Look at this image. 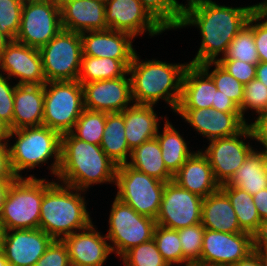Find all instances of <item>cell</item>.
Masks as SVG:
<instances>
[{"instance_id":"obj_1","label":"cell","mask_w":267,"mask_h":266,"mask_svg":"<svg viewBox=\"0 0 267 266\" xmlns=\"http://www.w3.org/2000/svg\"><path fill=\"white\" fill-rule=\"evenodd\" d=\"M183 5L181 23L178 28L196 25L201 33L202 42L195 58L190 64L202 65L216 62L219 53L225 55L229 44L247 24L249 17L258 7L221 6L211 0H187Z\"/></svg>"},{"instance_id":"obj_2","label":"cell","mask_w":267,"mask_h":266,"mask_svg":"<svg viewBox=\"0 0 267 266\" xmlns=\"http://www.w3.org/2000/svg\"><path fill=\"white\" fill-rule=\"evenodd\" d=\"M116 170L100 145L80 140L71 132L61 135L59 181L85 191L92 184L115 183Z\"/></svg>"},{"instance_id":"obj_3","label":"cell","mask_w":267,"mask_h":266,"mask_svg":"<svg viewBox=\"0 0 267 266\" xmlns=\"http://www.w3.org/2000/svg\"><path fill=\"white\" fill-rule=\"evenodd\" d=\"M135 53L128 68L134 104L155 105L159 99L176 111L181 99L182 78L188 64H170L159 60L140 61Z\"/></svg>"},{"instance_id":"obj_4","label":"cell","mask_w":267,"mask_h":266,"mask_svg":"<svg viewBox=\"0 0 267 266\" xmlns=\"http://www.w3.org/2000/svg\"><path fill=\"white\" fill-rule=\"evenodd\" d=\"M63 185L46 181L40 208L39 228L54 240H62L92 224L85 198L78 193L82 190Z\"/></svg>"},{"instance_id":"obj_5","label":"cell","mask_w":267,"mask_h":266,"mask_svg":"<svg viewBox=\"0 0 267 266\" xmlns=\"http://www.w3.org/2000/svg\"><path fill=\"white\" fill-rule=\"evenodd\" d=\"M16 136V143L9 146V156L12 171L16 177L24 169H33L40 163H46L54 157L51 172L58 174L60 165L61 135L46 126L25 127L9 130L7 139Z\"/></svg>"},{"instance_id":"obj_6","label":"cell","mask_w":267,"mask_h":266,"mask_svg":"<svg viewBox=\"0 0 267 266\" xmlns=\"http://www.w3.org/2000/svg\"><path fill=\"white\" fill-rule=\"evenodd\" d=\"M45 181L44 178L37 179L33 175L27 178L16 177L12 181L0 214V226L3 231L39 228Z\"/></svg>"},{"instance_id":"obj_7","label":"cell","mask_w":267,"mask_h":266,"mask_svg":"<svg viewBox=\"0 0 267 266\" xmlns=\"http://www.w3.org/2000/svg\"><path fill=\"white\" fill-rule=\"evenodd\" d=\"M43 126L60 135L70 133L84 110L83 86L78 80L44 84Z\"/></svg>"},{"instance_id":"obj_8","label":"cell","mask_w":267,"mask_h":266,"mask_svg":"<svg viewBox=\"0 0 267 266\" xmlns=\"http://www.w3.org/2000/svg\"><path fill=\"white\" fill-rule=\"evenodd\" d=\"M163 182L149 176L128 164L117 166L115 185L116 198L128 204L137 213L156 219L158 216L164 187Z\"/></svg>"},{"instance_id":"obj_9","label":"cell","mask_w":267,"mask_h":266,"mask_svg":"<svg viewBox=\"0 0 267 266\" xmlns=\"http://www.w3.org/2000/svg\"><path fill=\"white\" fill-rule=\"evenodd\" d=\"M39 51L47 82L78 79L83 55L80 33L62 28Z\"/></svg>"},{"instance_id":"obj_10","label":"cell","mask_w":267,"mask_h":266,"mask_svg":"<svg viewBox=\"0 0 267 266\" xmlns=\"http://www.w3.org/2000/svg\"><path fill=\"white\" fill-rule=\"evenodd\" d=\"M110 212L109 232L106 237L114 243L110 248L117 256L122 257L131 248L153 239L155 219L137 213L116 197Z\"/></svg>"},{"instance_id":"obj_11","label":"cell","mask_w":267,"mask_h":266,"mask_svg":"<svg viewBox=\"0 0 267 266\" xmlns=\"http://www.w3.org/2000/svg\"><path fill=\"white\" fill-rule=\"evenodd\" d=\"M61 30L59 0H24L17 42L40 49Z\"/></svg>"},{"instance_id":"obj_12","label":"cell","mask_w":267,"mask_h":266,"mask_svg":"<svg viewBox=\"0 0 267 266\" xmlns=\"http://www.w3.org/2000/svg\"><path fill=\"white\" fill-rule=\"evenodd\" d=\"M203 198L180 187L176 182H166L156 224L179 230L201 223Z\"/></svg>"},{"instance_id":"obj_13","label":"cell","mask_w":267,"mask_h":266,"mask_svg":"<svg viewBox=\"0 0 267 266\" xmlns=\"http://www.w3.org/2000/svg\"><path fill=\"white\" fill-rule=\"evenodd\" d=\"M253 138L254 134L250 125H246L239 133L211 140L209 146L202 153L207 157L213 169L216 181L226 184L233 174L242 166L248 155L254 150L250 144H246L240 137Z\"/></svg>"},{"instance_id":"obj_14","label":"cell","mask_w":267,"mask_h":266,"mask_svg":"<svg viewBox=\"0 0 267 266\" xmlns=\"http://www.w3.org/2000/svg\"><path fill=\"white\" fill-rule=\"evenodd\" d=\"M252 235L205 229L197 266H231L253 252Z\"/></svg>"},{"instance_id":"obj_15","label":"cell","mask_w":267,"mask_h":266,"mask_svg":"<svg viewBox=\"0 0 267 266\" xmlns=\"http://www.w3.org/2000/svg\"><path fill=\"white\" fill-rule=\"evenodd\" d=\"M105 22L108 29L125 32L133 37L147 31L150 36L165 31L147 12L140 0H107Z\"/></svg>"},{"instance_id":"obj_16","label":"cell","mask_w":267,"mask_h":266,"mask_svg":"<svg viewBox=\"0 0 267 266\" xmlns=\"http://www.w3.org/2000/svg\"><path fill=\"white\" fill-rule=\"evenodd\" d=\"M53 240L40 228L7 230L1 249L11 266H34Z\"/></svg>"},{"instance_id":"obj_17","label":"cell","mask_w":267,"mask_h":266,"mask_svg":"<svg viewBox=\"0 0 267 266\" xmlns=\"http://www.w3.org/2000/svg\"><path fill=\"white\" fill-rule=\"evenodd\" d=\"M0 69L7 73L9 79L12 76L19 78L17 84L44 85L47 82L39 49L16 40H11L2 52Z\"/></svg>"},{"instance_id":"obj_18","label":"cell","mask_w":267,"mask_h":266,"mask_svg":"<svg viewBox=\"0 0 267 266\" xmlns=\"http://www.w3.org/2000/svg\"><path fill=\"white\" fill-rule=\"evenodd\" d=\"M84 108L107 113L123 112L133 103L130 78L125 76L84 83Z\"/></svg>"},{"instance_id":"obj_19","label":"cell","mask_w":267,"mask_h":266,"mask_svg":"<svg viewBox=\"0 0 267 266\" xmlns=\"http://www.w3.org/2000/svg\"><path fill=\"white\" fill-rule=\"evenodd\" d=\"M175 112L209 141L233 136L248 125L241 113H226L214 108L176 109Z\"/></svg>"},{"instance_id":"obj_20","label":"cell","mask_w":267,"mask_h":266,"mask_svg":"<svg viewBox=\"0 0 267 266\" xmlns=\"http://www.w3.org/2000/svg\"><path fill=\"white\" fill-rule=\"evenodd\" d=\"M80 35L82 56L118 59L129 68L136 53L132 46V35L112 29L85 31Z\"/></svg>"},{"instance_id":"obj_21","label":"cell","mask_w":267,"mask_h":266,"mask_svg":"<svg viewBox=\"0 0 267 266\" xmlns=\"http://www.w3.org/2000/svg\"><path fill=\"white\" fill-rule=\"evenodd\" d=\"M68 249L70 263L80 266H102L112 253L106 236L91 224L82 232H74L62 239Z\"/></svg>"},{"instance_id":"obj_22","label":"cell","mask_w":267,"mask_h":266,"mask_svg":"<svg viewBox=\"0 0 267 266\" xmlns=\"http://www.w3.org/2000/svg\"><path fill=\"white\" fill-rule=\"evenodd\" d=\"M61 25L65 30L82 33L107 30L105 3L94 0H59Z\"/></svg>"},{"instance_id":"obj_23","label":"cell","mask_w":267,"mask_h":266,"mask_svg":"<svg viewBox=\"0 0 267 266\" xmlns=\"http://www.w3.org/2000/svg\"><path fill=\"white\" fill-rule=\"evenodd\" d=\"M217 87L200 66L188 63L182 78L181 99L177 109L212 108Z\"/></svg>"},{"instance_id":"obj_24","label":"cell","mask_w":267,"mask_h":266,"mask_svg":"<svg viewBox=\"0 0 267 266\" xmlns=\"http://www.w3.org/2000/svg\"><path fill=\"white\" fill-rule=\"evenodd\" d=\"M173 181L202 198L220 189L207 157L199 150L185 161L174 175Z\"/></svg>"},{"instance_id":"obj_25","label":"cell","mask_w":267,"mask_h":266,"mask_svg":"<svg viewBox=\"0 0 267 266\" xmlns=\"http://www.w3.org/2000/svg\"><path fill=\"white\" fill-rule=\"evenodd\" d=\"M44 85L16 84L13 122L8 130L42 126L44 116Z\"/></svg>"},{"instance_id":"obj_26","label":"cell","mask_w":267,"mask_h":266,"mask_svg":"<svg viewBox=\"0 0 267 266\" xmlns=\"http://www.w3.org/2000/svg\"><path fill=\"white\" fill-rule=\"evenodd\" d=\"M201 223L205 229L225 232H244L228 196L219 189L203 198Z\"/></svg>"},{"instance_id":"obj_27","label":"cell","mask_w":267,"mask_h":266,"mask_svg":"<svg viewBox=\"0 0 267 266\" xmlns=\"http://www.w3.org/2000/svg\"><path fill=\"white\" fill-rule=\"evenodd\" d=\"M153 106L133 103L123 111L126 141L131 150L156 137L159 118Z\"/></svg>"},{"instance_id":"obj_28","label":"cell","mask_w":267,"mask_h":266,"mask_svg":"<svg viewBox=\"0 0 267 266\" xmlns=\"http://www.w3.org/2000/svg\"><path fill=\"white\" fill-rule=\"evenodd\" d=\"M100 146L117 166L128 163L127 156H131L132 150L126 141L123 112L107 113Z\"/></svg>"},{"instance_id":"obj_29","label":"cell","mask_w":267,"mask_h":266,"mask_svg":"<svg viewBox=\"0 0 267 266\" xmlns=\"http://www.w3.org/2000/svg\"><path fill=\"white\" fill-rule=\"evenodd\" d=\"M161 153L160 144L155 137L135 147L127 164L163 182L172 181L174 176L167 170Z\"/></svg>"},{"instance_id":"obj_30","label":"cell","mask_w":267,"mask_h":266,"mask_svg":"<svg viewBox=\"0 0 267 266\" xmlns=\"http://www.w3.org/2000/svg\"><path fill=\"white\" fill-rule=\"evenodd\" d=\"M156 138L161 147L164 164L174 176L193 153L189 151L185 139L168 120L165 121L163 133L160 134L158 131Z\"/></svg>"},{"instance_id":"obj_31","label":"cell","mask_w":267,"mask_h":266,"mask_svg":"<svg viewBox=\"0 0 267 266\" xmlns=\"http://www.w3.org/2000/svg\"><path fill=\"white\" fill-rule=\"evenodd\" d=\"M220 186H236L250 195L267 188V177L262 167V155L252 151L242 166L233 174L231 179Z\"/></svg>"},{"instance_id":"obj_32","label":"cell","mask_w":267,"mask_h":266,"mask_svg":"<svg viewBox=\"0 0 267 266\" xmlns=\"http://www.w3.org/2000/svg\"><path fill=\"white\" fill-rule=\"evenodd\" d=\"M128 76V67L118 59L82 56L78 81L81 84Z\"/></svg>"},{"instance_id":"obj_33","label":"cell","mask_w":267,"mask_h":266,"mask_svg":"<svg viewBox=\"0 0 267 266\" xmlns=\"http://www.w3.org/2000/svg\"><path fill=\"white\" fill-rule=\"evenodd\" d=\"M220 189L228 196L238 218L240 228L252 235L261 222L253 202V195L236 186H220Z\"/></svg>"},{"instance_id":"obj_34","label":"cell","mask_w":267,"mask_h":266,"mask_svg":"<svg viewBox=\"0 0 267 266\" xmlns=\"http://www.w3.org/2000/svg\"><path fill=\"white\" fill-rule=\"evenodd\" d=\"M254 12L247 24L233 38L224 56L221 59H238L249 64H258L259 57L253 32Z\"/></svg>"},{"instance_id":"obj_35","label":"cell","mask_w":267,"mask_h":266,"mask_svg":"<svg viewBox=\"0 0 267 266\" xmlns=\"http://www.w3.org/2000/svg\"><path fill=\"white\" fill-rule=\"evenodd\" d=\"M106 115L107 112L84 108L71 133L80 140L100 145L106 124Z\"/></svg>"},{"instance_id":"obj_36","label":"cell","mask_w":267,"mask_h":266,"mask_svg":"<svg viewBox=\"0 0 267 266\" xmlns=\"http://www.w3.org/2000/svg\"><path fill=\"white\" fill-rule=\"evenodd\" d=\"M140 2L165 30L179 27L183 4H179L176 0H140Z\"/></svg>"},{"instance_id":"obj_37","label":"cell","mask_w":267,"mask_h":266,"mask_svg":"<svg viewBox=\"0 0 267 266\" xmlns=\"http://www.w3.org/2000/svg\"><path fill=\"white\" fill-rule=\"evenodd\" d=\"M153 239L164 261L169 265L183 264V252L181 248L178 230L169 229L156 224Z\"/></svg>"},{"instance_id":"obj_38","label":"cell","mask_w":267,"mask_h":266,"mask_svg":"<svg viewBox=\"0 0 267 266\" xmlns=\"http://www.w3.org/2000/svg\"><path fill=\"white\" fill-rule=\"evenodd\" d=\"M215 65V69L210 73L209 67ZM213 79L217 90L222 94L231 98L238 106L243 100L244 85L235 79L225 68H223L217 61L207 62L200 65Z\"/></svg>"},{"instance_id":"obj_39","label":"cell","mask_w":267,"mask_h":266,"mask_svg":"<svg viewBox=\"0 0 267 266\" xmlns=\"http://www.w3.org/2000/svg\"><path fill=\"white\" fill-rule=\"evenodd\" d=\"M204 231L202 223L178 230L185 266L195 265L200 260Z\"/></svg>"},{"instance_id":"obj_40","label":"cell","mask_w":267,"mask_h":266,"mask_svg":"<svg viewBox=\"0 0 267 266\" xmlns=\"http://www.w3.org/2000/svg\"><path fill=\"white\" fill-rule=\"evenodd\" d=\"M125 266H169L158 251L154 239L131 248L122 256Z\"/></svg>"},{"instance_id":"obj_41","label":"cell","mask_w":267,"mask_h":266,"mask_svg":"<svg viewBox=\"0 0 267 266\" xmlns=\"http://www.w3.org/2000/svg\"><path fill=\"white\" fill-rule=\"evenodd\" d=\"M243 100L239 106L241 116L244 119V113L250 108L258 113V117L267 114V87L258 79H252L244 85ZM246 109V110H245Z\"/></svg>"},{"instance_id":"obj_42","label":"cell","mask_w":267,"mask_h":266,"mask_svg":"<svg viewBox=\"0 0 267 266\" xmlns=\"http://www.w3.org/2000/svg\"><path fill=\"white\" fill-rule=\"evenodd\" d=\"M24 0H0V31L15 40L21 21Z\"/></svg>"},{"instance_id":"obj_43","label":"cell","mask_w":267,"mask_h":266,"mask_svg":"<svg viewBox=\"0 0 267 266\" xmlns=\"http://www.w3.org/2000/svg\"><path fill=\"white\" fill-rule=\"evenodd\" d=\"M264 18L267 19V7H257L254 11V40L259 61L267 63V20L258 22Z\"/></svg>"},{"instance_id":"obj_44","label":"cell","mask_w":267,"mask_h":266,"mask_svg":"<svg viewBox=\"0 0 267 266\" xmlns=\"http://www.w3.org/2000/svg\"><path fill=\"white\" fill-rule=\"evenodd\" d=\"M8 77L0 73V120L8 128L13 122L14 91L15 86H10Z\"/></svg>"},{"instance_id":"obj_45","label":"cell","mask_w":267,"mask_h":266,"mask_svg":"<svg viewBox=\"0 0 267 266\" xmlns=\"http://www.w3.org/2000/svg\"><path fill=\"white\" fill-rule=\"evenodd\" d=\"M70 263L68 249L63 240H53L34 266H67Z\"/></svg>"},{"instance_id":"obj_46","label":"cell","mask_w":267,"mask_h":266,"mask_svg":"<svg viewBox=\"0 0 267 266\" xmlns=\"http://www.w3.org/2000/svg\"><path fill=\"white\" fill-rule=\"evenodd\" d=\"M217 62L243 85L256 77L257 64H249L238 59H218Z\"/></svg>"},{"instance_id":"obj_47","label":"cell","mask_w":267,"mask_h":266,"mask_svg":"<svg viewBox=\"0 0 267 266\" xmlns=\"http://www.w3.org/2000/svg\"><path fill=\"white\" fill-rule=\"evenodd\" d=\"M8 140L0 141V179H15L9 156Z\"/></svg>"},{"instance_id":"obj_48","label":"cell","mask_w":267,"mask_h":266,"mask_svg":"<svg viewBox=\"0 0 267 266\" xmlns=\"http://www.w3.org/2000/svg\"><path fill=\"white\" fill-rule=\"evenodd\" d=\"M212 108L226 113H241L239 106L228 96L216 90L215 103H212Z\"/></svg>"},{"instance_id":"obj_49","label":"cell","mask_w":267,"mask_h":266,"mask_svg":"<svg viewBox=\"0 0 267 266\" xmlns=\"http://www.w3.org/2000/svg\"><path fill=\"white\" fill-rule=\"evenodd\" d=\"M254 134V140H257L267 150V114L257 117L256 120L249 124Z\"/></svg>"},{"instance_id":"obj_50","label":"cell","mask_w":267,"mask_h":266,"mask_svg":"<svg viewBox=\"0 0 267 266\" xmlns=\"http://www.w3.org/2000/svg\"><path fill=\"white\" fill-rule=\"evenodd\" d=\"M253 202L257 208L261 221L267 220V188L254 194Z\"/></svg>"},{"instance_id":"obj_51","label":"cell","mask_w":267,"mask_h":266,"mask_svg":"<svg viewBox=\"0 0 267 266\" xmlns=\"http://www.w3.org/2000/svg\"><path fill=\"white\" fill-rule=\"evenodd\" d=\"M253 247H267V220L260 222L257 230L252 234Z\"/></svg>"},{"instance_id":"obj_52","label":"cell","mask_w":267,"mask_h":266,"mask_svg":"<svg viewBox=\"0 0 267 266\" xmlns=\"http://www.w3.org/2000/svg\"><path fill=\"white\" fill-rule=\"evenodd\" d=\"M231 266H264L256 251L251 252L246 258L239 260Z\"/></svg>"},{"instance_id":"obj_53","label":"cell","mask_w":267,"mask_h":266,"mask_svg":"<svg viewBox=\"0 0 267 266\" xmlns=\"http://www.w3.org/2000/svg\"><path fill=\"white\" fill-rule=\"evenodd\" d=\"M256 79L267 87V63L259 62L256 68Z\"/></svg>"},{"instance_id":"obj_54","label":"cell","mask_w":267,"mask_h":266,"mask_svg":"<svg viewBox=\"0 0 267 266\" xmlns=\"http://www.w3.org/2000/svg\"><path fill=\"white\" fill-rule=\"evenodd\" d=\"M14 179H0V214L2 212V205L9 185Z\"/></svg>"},{"instance_id":"obj_55","label":"cell","mask_w":267,"mask_h":266,"mask_svg":"<svg viewBox=\"0 0 267 266\" xmlns=\"http://www.w3.org/2000/svg\"><path fill=\"white\" fill-rule=\"evenodd\" d=\"M253 250L260 256L264 266H267V247H253Z\"/></svg>"},{"instance_id":"obj_56","label":"cell","mask_w":267,"mask_h":266,"mask_svg":"<svg viewBox=\"0 0 267 266\" xmlns=\"http://www.w3.org/2000/svg\"><path fill=\"white\" fill-rule=\"evenodd\" d=\"M11 40L0 31V57L4 49L6 48V45L10 42Z\"/></svg>"},{"instance_id":"obj_57","label":"cell","mask_w":267,"mask_h":266,"mask_svg":"<svg viewBox=\"0 0 267 266\" xmlns=\"http://www.w3.org/2000/svg\"><path fill=\"white\" fill-rule=\"evenodd\" d=\"M8 128L4 125V123L0 120V141L6 140L8 135Z\"/></svg>"},{"instance_id":"obj_58","label":"cell","mask_w":267,"mask_h":266,"mask_svg":"<svg viewBox=\"0 0 267 266\" xmlns=\"http://www.w3.org/2000/svg\"><path fill=\"white\" fill-rule=\"evenodd\" d=\"M259 153L262 155V167L264 174L267 177V150L259 151Z\"/></svg>"},{"instance_id":"obj_59","label":"cell","mask_w":267,"mask_h":266,"mask_svg":"<svg viewBox=\"0 0 267 266\" xmlns=\"http://www.w3.org/2000/svg\"><path fill=\"white\" fill-rule=\"evenodd\" d=\"M0 266H11L5 257L4 252L2 251V249H0Z\"/></svg>"},{"instance_id":"obj_60","label":"cell","mask_w":267,"mask_h":266,"mask_svg":"<svg viewBox=\"0 0 267 266\" xmlns=\"http://www.w3.org/2000/svg\"><path fill=\"white\" fill-rule=\"evenodd\" d=\"M258 7H267V0L264 1V3L256 4Z\"/></svg>"},{"instance_id":"obj_61","label":"cell","mask_w":267,"mask_h":266,"mask_svg":"<svg viewBox=\"0 0 267 266\" xmlns=\"http://www.w3.org/2000/svg\"><path fill=\"white\" fill-rule=\"evenodd\" d=\"M2 235H3V229L0 226V249H1V245H2Z\"/></svg>"},{"instance_id":"obj_62","label":"cell","mask_w":267,"mask_h":266,"mask_svg":"<svg viewBox=\"0 0 267 266\" xmlns=\"http://www.w3.org/2000/svg\"><path fill=\"white\" fill-rule=\"evenodd\" d=\"M67 266H80V265H76V264H73V263H69Z\"/></svg>"},{"instance_id":"obj_63","label":"cell","mask_w":267,"mask_h":266,"mask_svg":"<svg viewBox=\"0 0 267 266\" xmlns=\"http://www.w3.org/2000/svg\"><path fill=\"white\" fill-rule=\"evenodd\" d=\"M94 1H101V2L105 3L107 0H94Z\"/></svg>"}]
</instances>
